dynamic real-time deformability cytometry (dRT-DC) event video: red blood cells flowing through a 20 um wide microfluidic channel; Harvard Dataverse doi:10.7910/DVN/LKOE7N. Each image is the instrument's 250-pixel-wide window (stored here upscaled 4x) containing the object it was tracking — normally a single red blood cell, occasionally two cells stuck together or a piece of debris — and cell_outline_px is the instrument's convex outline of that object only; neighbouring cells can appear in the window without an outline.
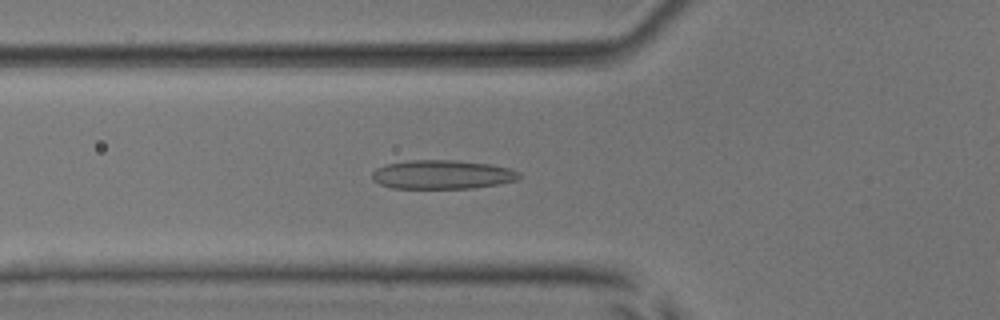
{"species": "common noctule bat (a hibernating species)", "species_latin": "Nyctalus noctula", "temperature_condition": "room temperature", "stored_images_in_passage": 53, "camera_frame_rate_fps": 3000, "um_per_image_px": 0.085, "animal": {"sex": "male", "body_mass_g": 17.9, "forearm_length_mm": 54.2}, "frame": {"image": 1, "passage_image": 19, "time_ms": 6.0, "image_size_px": [1000, 320], "cell_outline_px": [[524, 176], [516, 180], [496, 184], [472, 188], [392, 188], [380, 184], [372, 180], [372, 172], [376, 168], [388, 164], [408, 160], [456, 160], [492, 164], [508, 168], [520, 172]], "centroid_in_image_um": [37.6, 14.83], "position_along_channel_um": 88.2, "area_um2": 24.85}}
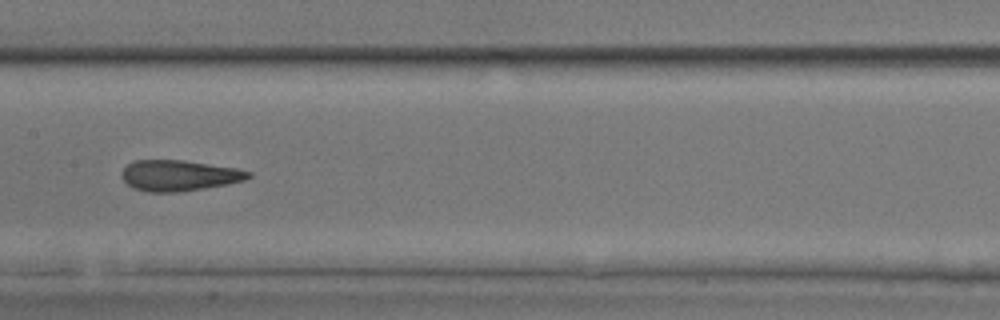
{"frame": {"image": 2, "passage_image": 27, "time_ms": 8.667, "image_size_px": [1000, 320], "cell_outline_px": [[252, 176], [244, 180], [228, 184], [180, 192], [148, 192], [132, 188], [120, 176], [120, 172], [128, 164], [136, 160], [184, 160], [236, 168], [252, 172]], "centroid_in_image_um": [15.21, 14.92], "position_along_channel_um": 192.2, "area_um2": 22.83}}
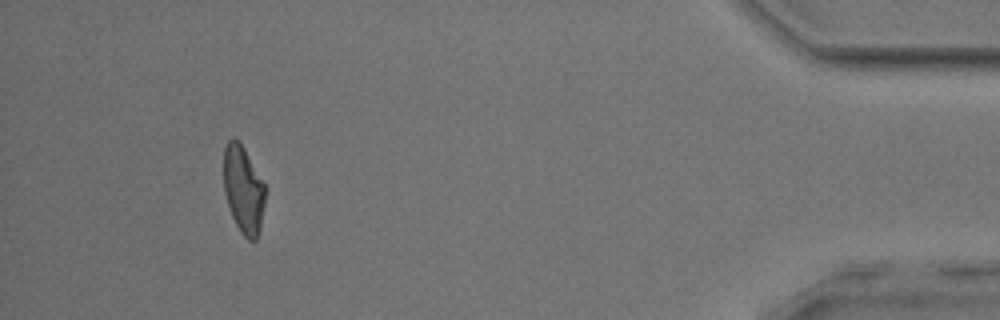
{"frame": {"image": 3, "passage_image": 49, "time_ms": 16.0, "image_size_px": [1000, 320], "cell_outline_px": [[268, 188], [260, 228], [256, 240], [248, 240], [240, 232], [232, 216], [224, 192], [224, 148], [228, 140], [232, 136], [240, 140]], "centroid_in_image_um": [20.72, 16.07], "position_along_channel_um": 414.5, "area_um2": 21.73}, "authors_computed_cell_mechanics": {"area_um2": 22.831, "velocity_mm_per_s": 3.8891, "shape_relaxation_time_tau1_ms": 9.0193, "shape_relaxation_time_tau2_ms": 2.2482, "deformation_change_tau1": 0.241, "deformation_change_tau2": 0.1023}}